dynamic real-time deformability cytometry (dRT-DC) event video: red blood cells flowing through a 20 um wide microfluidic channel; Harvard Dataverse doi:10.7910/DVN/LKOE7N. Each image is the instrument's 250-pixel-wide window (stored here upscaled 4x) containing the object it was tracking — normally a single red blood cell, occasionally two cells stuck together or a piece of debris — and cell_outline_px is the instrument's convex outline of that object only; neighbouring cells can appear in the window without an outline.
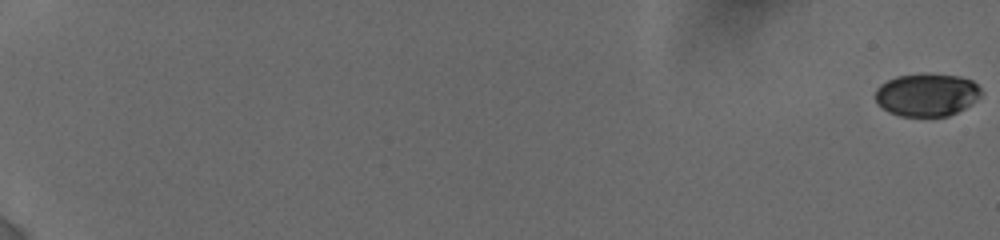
{"species": "human", "species_latin": "Homo sapiens", "temperature_condition": "cold", "stored_images_in_passage": 52, "camera_frame_rate_fps": 3000, "um_per_image_px": 0.085, "donor": {"sex": "female"}, "frame": {"image": 1, "passage_image": 1, "time_ms": 0.0, "image_size_px": [1000, 240], "cell_outline_px": [[980, 96], [976, 100], [964, 108], [948, 116], [900, 116], [888, 112], [876, 100], [876, 88], [880, 84], [896, 76], [960, 76], [972, 80], [980, 88]], "centroid_in_image_um": [78.77, 8.09], "position_along_channel_um": 6.2, "area_um2": 25.61}}
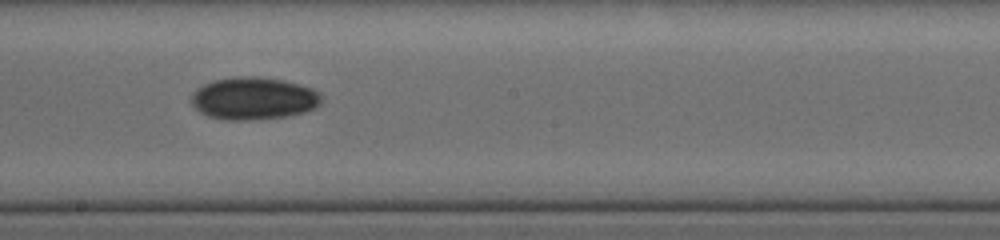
{"frame": {"image": 2, "passage_image": 32, "time_ms": 12.0, "image_size_px": [1000, 240], "cell_outline_px": [[320, 104], [316, 108], [304, 112], [288, 116], [248, 120], [224, 120], [208, 116], [200, 112], [192, 104], [192, 92], [196, 88], [212, 80], [240, 76], [256, 76], [284, 80], [300, 84], [312, 88], [320, 92]], "centroid_in_image_um": [21.55, 8.36], "position_along_channel_um": 226.6, "area_um2": 32.37}}
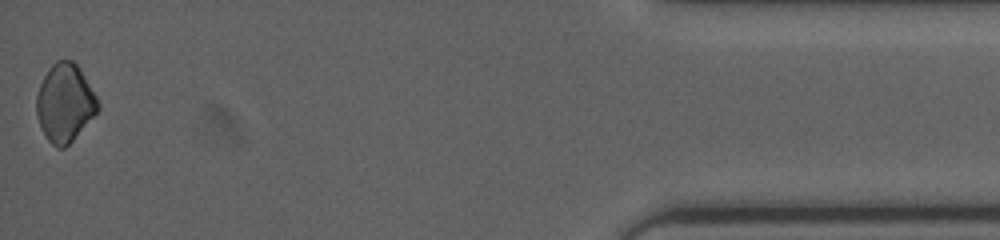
{"frame": {"image": 3, "passage_image": 52, "time_ms": 19.0, "image_size_px": [1000, 240], "cell_outline_px": [[100, 108], [72, 140], [64, 148], [56, 148], [44, 136], [40, 128], [36, 116], [36, 96], [40, 84], [44, 76], [52, 64], [56, 60], [72, 60], [80, 68], [96, 96], [100, 104]], "centroid_in_image_um": [5.49, 8.75], "position_along_channel_um": 429.7, "area_um2": 27.86}, "authors_computed_cell_mechanics": {"area_um2": 29.1601, "velocity_mm_per_s": 3.8478, "shape_relaxation_time_tau1_ms": 4.0564, "shape_relaxation_time_tau2_ms": null, "deformation_change_tau1": 0.0709, "deformation_change_tau2": null}}